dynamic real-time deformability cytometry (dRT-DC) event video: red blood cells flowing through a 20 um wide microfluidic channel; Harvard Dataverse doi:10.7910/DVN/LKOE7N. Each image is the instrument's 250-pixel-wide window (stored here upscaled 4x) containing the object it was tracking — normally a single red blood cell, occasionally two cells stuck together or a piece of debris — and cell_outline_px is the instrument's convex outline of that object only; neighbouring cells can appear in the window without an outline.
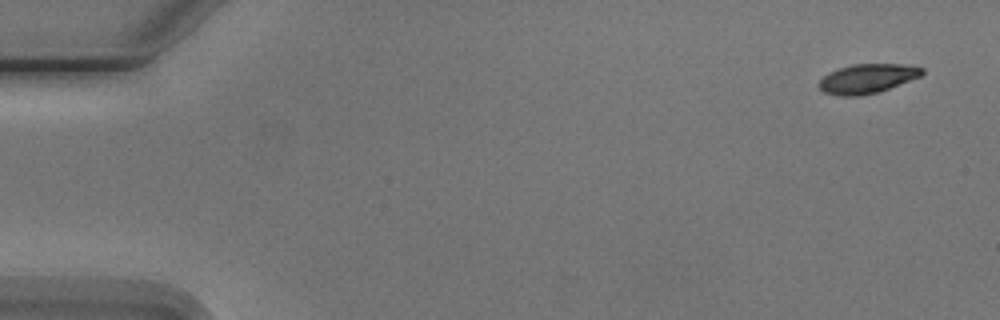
{"species": "Egyptian fruit bat (a non-hibernating species)", "species_latin": "Rousettus aegyptiacus", "temperature_condition": "cold", "stored_images_in_passage": 6, "segment_of_instrument_passage": [1, 2], "camera_frame_rate_fps": 3000, "um_per_image_px": 0.085, "animal": {"sex": "male"}, "frame": {"image": 1, "passage_image": 1, "time_ms": 0.0, "image_size_px": [1000, 320], "cell_outline_px": [[924, 72], [920, 76], [888, 88], [876, 92], [860, 96], [840, 96], [824, 92], [816, 84], [828, 72], [852, 64], [908, 64], [924, 68]], "centroid_in_image_um": [73.69, 6.67], "position_along_channel_um": 11.3, "area_um2": 17.51}}
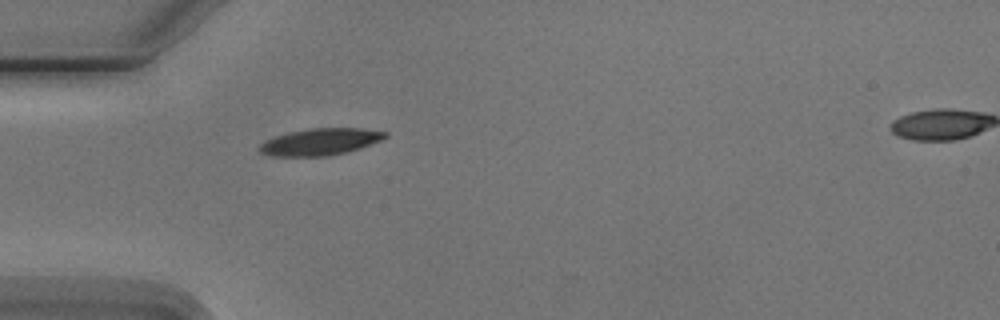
{"frame": {"image": 2, "passage_image": 5, "time_ms": 4.667, "image_size_px": [1000, 320], "cell_outline_px": [[388, 136], [380, 140], [344, 152], [328, 156], [276, 156], [260, 152], [260, 144], [276, 136], [308, 128], [360, 128], [388, 132]], "centroid_in_image_um": [27.23, 12.04], "position_along_channel_um": 57.8, "area_um2": 19.07}}